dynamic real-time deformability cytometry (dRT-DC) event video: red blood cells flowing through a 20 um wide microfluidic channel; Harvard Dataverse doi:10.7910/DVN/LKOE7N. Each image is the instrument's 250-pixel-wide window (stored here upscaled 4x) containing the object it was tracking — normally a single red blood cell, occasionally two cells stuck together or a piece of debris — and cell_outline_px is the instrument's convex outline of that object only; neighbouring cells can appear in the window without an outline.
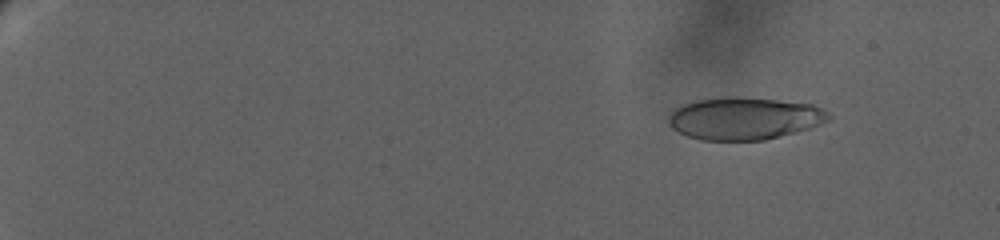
{"species": "human", "species_latin": "Homo sapiens", "temperature_condition": "warm", "stored_images_in_passage": 69, "camera_frame_rate_fps": 3000, "um_per_image_px": 0.085, "donor": {"sex": "female"}, "frame": {"image": 1, "passage_image": 11, "time_ms": 3.333, "image_size_px": [1000, 240], "cell_outline_px": [[832, 120], [812, 128], [764, 140], [700, 140], [688, 136], [672, 128], [668, 124], [668, 116], [676, 108], [684, 104], [696, 100], [728, 96], [736, 96], [776, 100], [812, 104], [824, 108], [832, 116]], "centroid_in_image_um": [63.32, 10.06], "position_along_channel_um": 21.7, "area_um2": 39.82}}
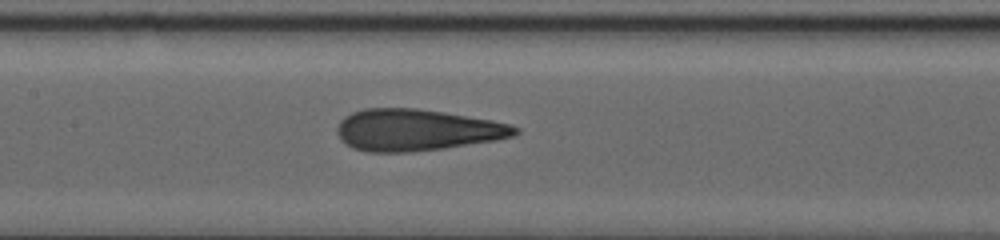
{"frame": {"image": 2, "passage_image": 43, "time_ms": 14.333, "image_size_px": [1000, 240], "cell_outline_px": [[520, 132], [516, 136], [496, 140], [444, 148], [412, 152], [368, 152], [352, 148], [340, 140], [336, 132], [336, 128], [340, 120], [344, 116], [352, 112], [364, 108], [416, 108], [444, 112], [492, 120], [512, 124], [520, 128]], "centroid_in_image_um": [35.42, 11.05], "position_along_channel_um": 172.0, "area_um2": 43.58}}
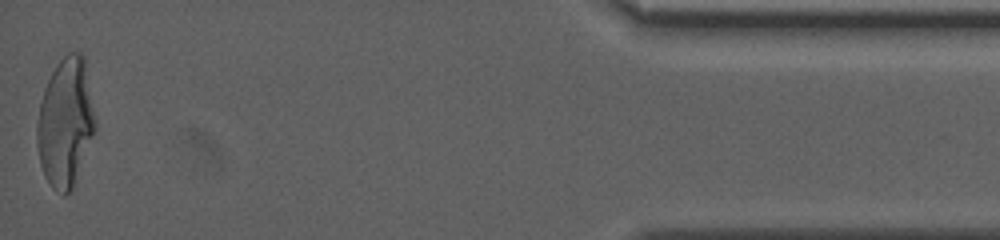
{"frame": {"image": 3, "passage_image": 69, "time_ms": 25.333, "image_size_px": [1000, 240], "cell_outline_px": [[96, 124], [72, 188], [64, 196], [52, 188], [44, 176], [40, 164], [36, 144], [36, 124], [40, 104], [44, 88], [56, 64], [68, 52], [80, 52], [84, 56]], "centroid_in_image_um": [5.52, 10.4], "position_along_channel_um": 429.7, "area_um2": 43.12}, "authors_computed_cell_mechanics": {"area_um2": 41.7894, "velocity_mm_per_s": 2.9231, "shape_relaxation_time_tau1_ms": null, "shape_relaxation_time_tau2_ms": 1.1103, "deformation_change_tau1": null, "deformation_change_tau2": 0.1037}}